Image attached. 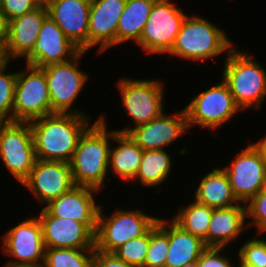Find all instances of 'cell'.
I'll return each instance as SVG.
<instances>
[{"label": "cell", "mask_w": 266, "mask_h": 267, "mask_svg": "<svg viewBox=\"0 0 266 267\" xmlns=\"http://www.w3.org/2000/svg\"><path fill=\"white\" fill-rule=\"evenodd\" d=\"M91 116L53 113L30 121L36 159L70 163Z\"/></svg>", "instance_id": "6da1fadb"}, {"label": "cell", "mask_w": 266, "mask_h": 267, "mask_svg": "<svg viewBox=\"0 0 266 267\" xmlns=\"http://www.w3.org/2000/svg\"><path fill=\"white\" fill-rule=\"evenodd\" d=\"M105 115H101L80 137L70 167L75 186L102 191L109 174V151L113 130L107 131Z\"/></svg>", "instance_id": "7a4b0ae2"}, {"label": "cell", "mask_w": 266, "mask_h": 267, "mask_svg": "<svg viewBox=\"0 0 266 267\" xmlns=\"http://www.w3.org/2000/svg\"><path fill=\"white\" fill-rule=\"evenodd\" d=\"M222 79L241 110H260L266 98V70L254 56L236 46L226 53Z\"/></svg>", "instance_id": "3957f363"}, {"label": "cell", "mask_w": 266, "mask_h": 267, "mask_svg": "<svg viewBox=\"0 0 266 267\" xmlns=\"http://www.w3.org/2000/svg\"><path fill=\"white\" fill-rule=\"evenodd\" d=\"M233 46L235 47L226 32L210 20L188 15L167 55L202 62L228 53Z\"/></svg>", "instance_id": "277c9868"}, {"label": "cell", "mask_w": 266, "mask_h": 267, "mask_svg": "<svg viewBox=\"0 0 266 267\" xmlns=\"http://www.w3.org/2000/svg\"><path fill=\"white\" fill-rule=\"evenodd\" d=\"M121 94V103L127 117H131L134 126H128L119 133L128 134L133 128L148 123L164 112V89L163 81L158 79L121 78L115 87Z\"/></svg>", "instance_id": "5b68a950"}, {"label": "cell", "mask_w": 266, "mask_h": 267, "mask_svg": "<svg viewBox=\"0 0 266 267\" xmlns=\"http://www.w3.org/2000/svg\"><path fill=\"white\" fill-rule=\"evenodd\" d=\"M100 205L95 232V250L114 252L129 240L144 235L158 220L138 209H118L111 215L102 214Z\"/></svg>", "instance_id": "8992f818"}, {"label": "cell", "mask_w": 266, "mask_h": 267, "mask_svg": "<svg viewBox=\"0 0 266 267\" xmlns=\"http://www.w3.org/2000/svg\"><path fill=\"white\" fill-rule=\"evenodd\" d=\"M84 54L86 52L81 51L70 61L43 67L50 95L52 114L73 113L88 116L82 110L80 112L79 109L72 108L89 79L87 72H83L81 67H78L79 60Z\"/></svg>", "instance_id": "52a82bcc"}, {"label": "cell", "mask_w": 266, "mask_h": 267, "mask_svg": "<svg viewBox=\"0 0 266 267\" xmlns=\"http://www.w3.org/2000/svg\"><path fill=\"white\" fill-rule=\"evenodd\" d=\"M189 129L199 127L216 130L242 110L236 104L227 83L219 84L196 95L185 107Z\"/></svg>", "instance_id": "ba28073f"}, {"label": "cell", "mask_w": 266, "mask_h": 267, "mask_svg": "<svg viewBox=\"0 0 266 267\" xmlns=\"http://www.w3.org/2000/svg\"><path fill=\"white\" fill-rule=\"evenodd\" d=\"M52 114L50 95L43 68L26 65L17 72L13 122H30Z\"/></svg>", "instance_id": "9c48e42d"}, {"label": "cell", "mask_w": 266, "mask_h": 267, "mask_svg": "<svg viewBox=\"0 0 266 267\" xmlns=\"http://www.w3.org/2000/svg\"><path fill=\"white\" fill-rule=\"evenodd\" d=\"M188 14L171 0H156L136 44L146 54L168 53Z\"/></svg>", "instance_id": "30bf717a"}, {"label": "cell", "mask_w": 266, "mask_h": 267, "mask_svg": "<svg viewBox=\"0 0 266 267\" xmlns=\"http://www.w3.org/2000/svg\"><path fill=\"white\" fill-rule=\"evenodd\" d=\"M0 158L19 183L29 176L37 160L29 122L0 123Z\"/></svg>", "instance_id": "8fae6325"}, {"label": "cell", "mask_w": 266, "mask_h": 267, "mask_svg": "<svg viewBox=\"0 0 266 267\" xmlns=\"http://www.w3.org/2000/svg\"><path fill=\"white\" fill-rule=\"evenodd\" d=\"M2 252L12 259L3 267L41 266L45 260L42 226L38 217L27 218L2 236Z\"/></svg>", "instance_id": "7c38bea8"}, {"label": "cell", "mask_w": 266, "mask_h": 267, "mask_svg": "<svg viewBox=\"0 0 266 267\" xmlns=\"http://www.w3.org/2000/svg\"><path fill=\"white\" fill-rule=\"evenodd\" d=\"M250 143L236 154L231 164L223 168L234 196L244 204L266 187V171L261 154Z\"/></svg>", "instance_id": "4fadbf2b"}, {"label": "cell", "mask_w": 266, "mask_h": 267, "mask_svg": "<svg viewBox=\"0 0 266 267\" xmlns=\"http://www.w3.org/2000/svg\"><path fill=\"white\" fill-rule=\"evenodd\" d=\"M21 184L45 205L75 186L70 163L39 159Z\"/></svg>", "instance_id": "5bb4252c"}, {"label": "cell", "mask_w": 266, "mask_h": 267, "mask_svg": "<svg viewBox=\"0 0 266 267\" xmlns=\"http://www.w3.org/2000/svg\"><path fill=\"white\" fill-rule=\"evenodd\" d=\"M38 219L46 249H95V233L86 224L70 218L51 216L44 208L41 209Z\"/></svg>", "instance_id": "9a60e30c"}, {"label": "cell", "mask_w": 266, "mask_h": 267, "mask_svg": "<svg viewBox=\"0 0 266 267\" xmlns=\"http://www.w3.org/2000/svg\"><path fill=\"white\" fill-rule=\"evenodd\" d=\"M80 52L48 15L42 23L32 52L25 60L26 65L43 68L50 64L70 61Z\"/></svg>", "instance_id": "2e32d148"}, {"label": "cell", "mask_w": 266, "mask_h": 267, "mask_svg": "<svg viewBox=\"0 0 266 267\" xmlns=\"http://www.w3.org/2000/svg\"><path fill=\"white\" fill-rule=\"evenodd\" d=\"M189 130L185 108L166 115L164 112L149 121L133 128L128 135L143 150L166 149L177 138Z\"/></svg>", "instance_id": "e0dca14e"}, {"label": "cell", "mask_w": 266, "mask_h": 267, "mask_svg": "<svg viewBox=\"0 0 266 267\" xmlns=\"http://www.w3.org/2000/svg\"><path fill=\"white\" fill-rule=\"evenodd\" d=\"M91 0H47L48 15L81 51H88Z\"/></svg>", "instance_id": "ac0fdd59"}, {"label": "cell", "mask_w": 266, "mask_h": 267, "mask_svg": "<svg viewBox=\"0 0 266 267\" xmlns=\"http://www.w3.org/2000/svg\"><path fill=\"white\" fill-rule=\"evenodd\" d=\"M126 0H91L88 20V50L99 45L101 54L116 46V32L119 18Z\"/></svg>", "instance_id": "d6986e66"}, {"label": "cell", "mask_w": 266, "mask_h": 267, "mask_svg": "<svg viewBox=\"0 0 266 267\" xmlns=\"http://www.w3.org/2000/svg\"><path fill=\"white\" fill-rule=\"evenodd\" d=\"M97 193L99 191L91 187L74 186L43 208L51 216L82 222L95 233L100 208L95 200L94 194Z\"/></svg>", "instance_id": "ffe728a7"}, {"label": "cell", "mask_w": 266, "mask_h": 267, "mask_svg": "<svg viewBox=\"0 0 266 267\" xmlns=\"http://www.w3.org/2000/svg\"><path fill=\"white\" fill-rule=\"evenodd\" d=\"M47 16L46 5H43L9 21L6 53L10 61L26 58L32 52Z\"/></svg>", "instance_id": "44dd1931"}, {"label": "cell", "mask_w": 266, "mask_h": 267, "mask_svg": "<svg viewBox=\"0 0 266 267\" xmlns=\"http://www.w3.org/2000/svg\"><path fill=\"white\" fill-rule=\"evenodd\" d=\"M246 219V205L241 202L214 209L207 233V247L229 246L248 228Z\"/></svg>", "instance_id": "7402d4cb"}, {"label": "cell", "mask_w": 266, "mask_h": 267, "mask_svg": "<svg viewBox=\"0 0 266 267\" xmlns=\"http://www.w3.org/2000/svg\"><path fill=\"white\" fill-rule=\"evenodd\" d=\"M112 142H117L118 145L110 147L108 168L122 181L132 183L139 169L143 150L128 134L119 133L115 129Z\"/></svg>", "instance_id": "603a6c76"}, {"label": "cell", "mask_w": 266, "mask_h": 267, "mask_svg": "<svg viewBox=\"0 0 266 267\" xmlns=\"http://www.w3.org/2000/svg\"><path fill=\"white\" fill-rule=\"evenodd\" d=\"M194 195V200L214 209L240 203L233 194L226 172L221 167L202 177Z\"/></svg>", "instance_id": "cb8c5ba5"}, {"label": "cell", "mask_w": 266, "mask_h": 267, "mask_svg": "<svg viewBox=\"0 0 266 267\" xmlns=\"http://www.w3.org/2000/svg\"><path fill=\"white\" fill-rule=\"evenodd\" d=\"M206 248L201 238L184 231L169 219V247L165 267H182L197 261Z\"/></svg>", "instance_id": "d4e9b609"}, {"label": "cell", "mask_w": 266, "mask_h": 267, "mask_svg": "<svg viewBox=\"0 0 266 267\" xmlns=\"http://www.w3.org/2000/svg\"><path fill=\"white\" fill-rule=\"evenodd\" d=\"M156 0H126L119 18L116 45L131 40L137 44Z\"/></svg>", "instance_id": "484cf974"}, {"label": "cell", "mask_w": 266, "mask_h": 267, "mask_svg": "<svg viewBox=\"0 0 266 267\" xmlns=\"http://www.w3.org/2000/svg\"><path fill=\"white\" fill-rule=\"evenodd\" d=\"M172 157L165 149L145 150L134 180L143 187H155L166 181L172 169Z\"/></svg>", "instance_id": "4316f807"}, {"label": "cell", "mask_w": 266, "mask_h": 267, "mask_svg": "<svg viewBox=\"0 0 266 267\" xmlns=\"http://www.w3.org/2000/svg\"><path fill=\"white\" fill-rule=\"evenodd\" d=\"M214 208L194 200L182 206L172 220L184 231L201 238L207 246V233Z\"/></svg>", "instance_id": "83f0119b"}, {"label": "cell", "mask_w": 266, "mask_h": 267, "mask_svg": "<svg viewBox=\"0 0 266 267\" xmlns=\"http://www.w3.org/2000/svg\"><path fill=\"white\" fill-rule=\"evenodd\" d=\"M169 247V220L158 218L149 229V248L144 267H165Z\"/></svg>", "instance_id": "f1b7e54d"}, {"label": "cell", "mask_w": 266, "mask_h": 267, "mask_svg": "<svg viewBox=\"0 0 266 267\" xmlns=\"http://www.w3.org/2000/svg\"><path fill=\"white\" fill-rule=\"evenodd\" d=\"M95 249H45L44 267H92Z\"/></svg>", "instance_id": "f546056e"}, {"label": "cell", "mask_w": 266, "mask_h": 267, "mask_svg": "<svg viewBox=\"0 0 266 267\" xmlns=\"http://www.w3.org/2000/svg\"><path fill=\"white\" fill-rule=\"evenodd\" d=\"M9 64L0 68V122H13L16 73H8Z\"/></svg>", "instance_id": "4dcf8cb0"}, {"label": "cell", "mask_w": 266, "mask_h": 267, "mask_svg": "<svg viewBox=\"0 0 266 267\" xmlns=\"http://www.w3.org/2000/svg\"><path fill=\"white\" fill-rule=\"evenodd\" d=\"M149 248V230L117 248L114 253L132 267H144Z\"/></svg>", "instance_id": "1f68e13d"}, {"label": "cell", "mask_w": 266, "mask_h": 267, "mask_svg": "<svg viewBox=\"0 0 266 267\" xmlns=\"http://www.w3.org/2000/svg\"><path fill=\"white\" fill-rule=\"evenodd\" d=\"M238 261L248 267H266V238L251 237L238 251Z\"/></svg>", "instance_id": "d6a6232c"}, {"label": "cell", "mask_w": 266, "mask_h": 267, "mask_svg": "<svg viewBox=\"0 0 266 267\" xmlns=\"http://www.w3.org/2000/svg\"><path fill=\"white\" fill-rule=\"evenodd\" d=\"M246 215L251 220L246 221L248 228L255 226L257 235L266 232V187L259 191L246 204Z\"/></svg>", "instance_id": "836d02e7"}, {"label": "cell", "mask_w": 266, "mask_h": 267, "mask_svg": "<svg viewBox=\"0 0 266 267\" xmlns=\"http://www.w3.org/2000/svg\"><path fill=\"white\" fill-rule=\"evenodd\" d=\"M39 6L33 0H1L0 9L8 22L26 13L32 12Z\"/></svg>", "instance_id": "e575fe53"}, {"label": "cell", "mask_w": 266, "mask_h": 267, "mask_svg": "<svg viewBox=\"0 0 266 267\" xmlns=\"http://www.w3.org/2000/svg\"><path fill=\"white\" fill-rule=\"evenodd\" d=\"M225 248L207 247L199 258L200 267H236L229 257L223 255Z\"/></svg>", "instance_id": "d590c367"}, {"label": "cell", "mask_w": 266, "mask_h": 267, "mask_svg": "<svg viewBox=\"0 0 266 267\" xmlns=\"http://www.w3.org/2000/svg\"><path fill=\"white\" fill-rule=\"evenodd\" d=\"M92 267H132L121 260L114 252L95 250Z\"/></svg>", "instance_id": "8d00e7d4"}, {"label": "cell", "mask_w": 266, "mask_h": 267, "mask_svg": "<svg viewBox=\"0 0 266 267\" xmlns=\"http://www.w3.org/2000/svg\"><path fill=\"white\" fill-rule=\"evenodd\" d=\"M9 22L5 14L0 9V42L6 46L8 40Z\"/></svg>", "instance_id": "74e56055"}, {"label": "cell", "mask_w": 266, "mask_h": 267, "mask_svg": "<svg viewBox=\"0 0 266 267\" xmlns=\"http://www.w3.org/2000/svg\"><path fill=\"white\" fill-rule=\"evenodd\" d=\"M257 150L260 152L261 157H262V161L264 164V168L266 171V135L262 137V139H260L257 142L252 143Z\"/></svg>", "instance_id": "f35d334b"}, {"label": "cell", "mask_w": 266, "mask_h": 267, "mask_svg": "<svg viewBox=\"0 0 266 267\" xmlns=\"http://www.w3.org/2000/svg\"><path fill=\"white\" fill-rule=\"evenodd\" d=\"M11 62L6 53V46L0 42V68Z\"/></svg>", "instance_id": "ab89813d"}, {"label": "cell", "mask_w": 266, "mask_h": 267, "mask_svg": "<svg viewBox=\"0 0 266 267\" xmlns=\"http://www.w3.org/2000/svg\"><path fill=\"white\" fill-rule=\"evenodd\" d=\"M182 267H200V265H199V259L197 261H194V262L185 264Z\"/></svg>", "instance_id": "60d3db41"}, {"label": "cell", "mask_w": 266, "mask_h": 267, "mask_svg": "<svg viewBox=\"0 0 266 267\" xmlns=\"http://www.w3.org/2000/svg\"><path fill=\"white\" fill-rule=\"evenodd\" d=\"M38 6L46 5L47 0H33Z\"/></svg>", "instance_id": "b9f144b4"}, {"label": "cell", "mask_w": 266, "mask_h": 267, "mask_svg": "<svg viewBox=\"0 0 266 267\" xmlns=\"http://www.w3.org/2000/svg\"><path fill=\"white\" fill-rule=\"evenodd\" d=\"M236 265H237V267H248V266H244V265H242L240 262H236Z\"/></svg>", "instance_id": "7bdbcfd3"}, {"label": "cell", "mask_w": 266, "mask_h": 267, "mask_svg": "<svg viewBox=\"0 0 266 267\" xmlns=\"http://www.w3.org/2000/svg\"><path fill=\"white\" fill-rule=\"evenodd\" d=\"M28 267H44L43 265H41V266H28Z\"/></svg>", "instance_id": "ee69618b"}]
</instances>
